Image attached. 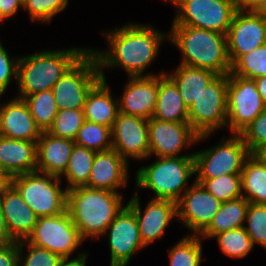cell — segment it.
Here are the masks:
<instances>
[{
  "mask_svg": "<svg viewBox=\"0 0 266 266\" xmlns=\"http://www.w3.org/2000/svg\"><path fill=\"white\" fill-rule=\"evenodd\" d=\"M266 44V18L256 11L238 9L227 33L228 55L233 66L243 55Z\"/></svg>",
  "mask_w": 266,
  "mask_h": 266,
  "instance_id": "cell-14",
  "label": "cell"
},
{
  "mask_svg": "<svg viewBox=\"0 0 266 266\" xmlns=\"http://www.w3.org/2000/svg\"><path fill=\"white\" fill-rule=\"evenodd\" d=\"M251 154L266 147V108L240 134Z\"/></svg>",
  "mask_w": 266,
  "mask_h": 266,
  "instance_id": "cell-41",
  "label": "cell"
},
{
  "mask_svg": "<svg viewBox=\"0 0 266 266\" xmlns=\"http://www.w3.org/2000/svg\"><path fill=\"white\" fill-rule=\"evenodd\" d=\"M62 180L39 171L11 177V184L38 217L55 216L66 211L67 189Z\"/></svg>",
  "mask_w": 266,
  "mask_h": 266,
  "instance_id": "cell-6",
  "label": "cell"
},
{
  "mask_svg": "<svg viewBox=\"0 0 266 266\" xmlns=\"http://www.w3.org/2000/svg\"><path fill=\"white\" fill-rule=\"evenodd\" d=\"M19 56H9L7 49H5L0 41V96L3 97L7 91L8 86L15 78L17 83L18 60Z\"/></svg>",
  "mask_w": 266,
  "mask_h": 266,
  "instance_id": "cell-42",
  "label": "cell"
},
{
  "mask_svg": "<svg viewBox=\"0 0 266 266\" xmlns=\"http://www.w3.org/2000/svg\"><path fill=\"white\" fill-rule=\"evenodd\" d=\"M15 242L7 229L5 218L2 212V207L0 204V244L12 243Z\"/></svg>",
  "mask_w": 266,
  "mask_h": 266,
  "instance_id": "cell-46",
  "label": "cell"
},
{
  "mask_svg": "<svg viewBox=\"0 0 266 266\" xmlns=\"http://www.w3.org/2000/svg\"><path fill=\"white\" fill-rule=\"evenodd\" d=\"M259 155L266 161V147L259 153Z\"/></svg>",
  "mask_w": 266,
  "mask_h": 266,
  "instance_id": "cell-50",
  "label": "cell"
},
{
  "mask_svg": "<svg viewBox=\"0 0 266 266\" xmlns=\"http://www.w3.org/2000/svg\"><path fill=\"white\" fill-rule=\"evenodd\" d=\"M1 135L11 139L37 141L42 134L23 98L15 96L0 103Z\"/></svg>",
  "mask_w": 266,
  "mask_h": 266,
  "instance_id": "cell-21",
  "label": "cell"
},
{
  "mask_svg": "<svg viewBox=\"0 0 266 266\" xmlns=\"http://www.w3.org/2000/svg\"><path fill=\"white\" fill-rule=\"evenodd\" d=\"M195 175L194 156L159 158L136 171L135 189H149L152 199L170 200L177 203L190 187L187 183Z\"/></svg>",
  "mask_w": 266,
  "mask_h": 266,
  "instance_id": "cell-5",
  "label": "cell"
},
{
  "mask_svg": "<svg viewBox=\"0 0 266 266\" xmlns=\"http://www.w3.org/2000/svg\"><path fill=\"white\" fill-rule=\"evenodd\" d=\"M237 9L260 12V0H234Z\"/></svg>",
  "mask_w": 266,
  "mask_h": 266,
  "instance_id": "cell-47",
  "label": "cell"
},
{
  "mask_svg": "<svg viewBox=\"0 0 266 266\" xmlns=\"http://www.w3.org/2000/svg\"><path fill=\"white\" fill-rule=\"evenodd\" d=\"M168 41L182 54L179 64L207 69L217 75L229 74L227 35L187 25H172Z\"/></svg>",
  "mask_w": 266,
  "mask_h": 266,
  "instance_id": "cell-3",
  "label": "cell"
},
{
  "mask_svg": "<svg viewBox=\"0 0 266 266\" xmlns=\"http://www.w3.org/2000/svg\"><path fill=\"white\" fill-rule=\"evenodd\" d=\"M18 242L0 244V266H18Z\"/></svg>",
  "mask_w": 266,
  "mask_h": 266,
  "instance_id": "cell-43",
  "label": "cell"
},
{
  "mask_svg": "<svg viewBox=\"0 0 266 266\" xmlns=\"http://www.w3.org/2000/svg\"><path fill=\"white\" fill-rule=\"evenodd\" d=\"M245 223L254 247L259 244L266 250V205L249 203Z\"/></svg>",
  "mask_w": 266,
  "mask_h": 266,
  "instance_id": "cell-39",
  "label": "cell"
},
{
  "mask_svg": "<svg viewBox=\"0 0 266 266\" xmlns=\"http://www.w3.org/2000/svg\"><path fill=\"white\" fill-rule=\"evenodd\" d=\"M176 7L172 25L228 33L237 7L234 0H166Z\"/></svg>",
  "mask_w": 266,
  "mask_h": 266,
  "instance_id": "cell-9",
  "label": "cell"
},
{
  "mask_svg": "<svg viewBox=\"0 0 266 266\" xmlns=\"http://www.w3.org/2000/svg\"><path fill=\"white\" fill-rule=\"evenodd\" d=\"M266 108L254 79L228 74L227 124L239 135Z\"/></svg>",
  "mask_w": 266,
  "mask_h": 266,
  "instance_id": "cell-11",
  "label": "cell"
},
{
  "mask_svg": "<svg viewBox=\"0 0 266 266\" xmlns=\"http://www.w3.org/2000/svg\"><path fill=\"white\" fill-rule=\"evenodd\" d=\"M123 203L120 192L84 186L67 191L66 210L85 241L87 238L93 240L102 237L126 206Z\"/></svg>",
  "mask_w": 266,
  "mask_h": 266,
  "instance_id": "cell-2",
  "label": "cell"
},
{
  "mask_svg": "<svg viewBox=\"0 0 266 266\" xmlns=\"http://www.w3.org/2000/svg\"><path fill=\"white\" fill-rule=\"evenodd\" d=\"M260 13L266 18V5L263 7Z\"/></svg>",
  "mask_w": 266,
  "mask_h": 266,
  "instance_id": "cell-52",
  "label": "cell"
},
{
  "mask_svg": "<svg viewBox=\"0 0 266 266\" xmlns=\"http://www.w3.org/2000/svg\"><path fill=\"white\" fill-rule=\"evenodd\" d=\"M152 118L166 122H188V108L175 83L164 73L158 74V96Z\"/></svg>",
  "mask_w": 266,
  "mask_h": 266,
  "instance_id": "cell-26",
  "label": "cell"
},
{
  "mask_svg": "<svg viewBox=\"0 0 266 266\" xmlns=\"http://www.w3.org/2000/svg\"><path fill=\"white\" fill-rule=\"evenodd\" d=\"M106 36L108 49L89 47L97 58L101 78L106 79L103 69L121 68L128 77L155 76L147 70L156 61L162 42L168 34L154 28L151 24L128 22L111 31L101 32Z\"/></svg>",
  "mask_w": 266,
  "mask_h": 266,
  "instance_id": "cell-1",
  "label": "cell"
},
{
  "mask_svg": "<svg viewBox=\"0 0 266 266\" xmlns=\"http://www.w3.org/2000/svg\"><path fill=\"white\" fill-rule=\"evenodd\" d=\"M231 73L241 77L256 79L266 75V44L243 55L233 66Z\"/></svg>",
  "mask_w": 266,
  "mask_h": 266,
  "instance_id": "cell-37",
  "label": "cell"
},
{
  "mask_svg": "<svg viewBox=\"0 0 266 266\" xmlns=\"http://www.w3.org/2000/svg\"><path fill=\"white\" fill-rule=\"evenodd\" d=\"M74 145L72 140L42 132L37 140L36 171L60 177L67 168Z\"/></svg>",
  "mask_w": 266,
  "mask_h": 266,
  "instance_id": "cell-24",
  "label": "cell"
},
{
  "mask_svg": "<svg viewBox=\"0 0 266 266\" xmlns=\"http://www.w3.org/2000/svg\"><path fill=\"white\" fill-rule=\"evenodd\" d=\"M2 22H5V20L3 19V17L0 14V23L2 24Z\"/></svg>",
  "mask_w": 266,
  "mask_h": 266,
  "instance_id": "cell-53",
  "label": "cell"
},
{
  "mask_svg": "<svg viewBox=\"0 0 266 266\" xmlns=\"http://www.w3.org/2000/svg\"><path fill=\"white\" fill-rule=\"evenodd\" d=\"M26 241L63 259L70 258L84 242L67 210L55 216L39 217Z\"/></svg>",
  "mask_w": 266,
  "mask_h": 266,
  "instance_id": "cell-12",
  "label": "cell"
},
{
  "mask_svg": "<svg viewBox=\"0 0 266 266\" xmlns=\"http://www.w3.org/2000/svg\"><path fill=\"white\" fill-rule=\"evenodd\" d=\"M200 236L184 235L167 252L169 254V266H200L203 248Z\"/></svg>",
  "mask_w": 266,
  "mask_h": 266,
  "instance_id": "cell-31",
  "label": "cell"
},
{
  "mask_svg": "<svg viewBox=\"0 0 266 266\" xmlns=\"http://www.w3.org/2000/svg\"><path fill=\"white\" fill-rule=\"evenodd\" d=\"M228 74L218 75L188 108V122L198 135L226 129Z\"/></svg>",
  "mask_w": 266,
  "mask_h": 266,
  "instance_id": "cell-10",
  "label": "cell"
},
{
  "mask_svg": "<svg viewBox=\"0 0 266 266\" xmlns=\"http://www.w3.org/2000/svg\"><path fill=\"white\" fill-rule=\"evenodd\" d=\"M11 183V178L3 173L0 172V197L2 196L4 190L10 185Z\"/></svg>",
  "mask_w": 266,
  "mask_h": 266,
  "instance_id": "cell-49",
  "label": "cell"
},
{
  "mask_svg": "<svg viewBox=\"0 0 266 266\" xmlns=\"http://www.w3.org/2000/svg\"><path fill=\"white\" fill-rule=\"evenodd\" d=\"M102 236L108 237L110 266H129L133 255L145 248L135 214L127 205Z\"/></svg>",
  "mask_w": 266,
  "mask_h": 266,
  "instance_id": "cell-15",
  "label": "cell"
},
{
  "mask_svg": "<svg viewBox=\"0 0 266 266\" xmlns=\"http://www.w3.org/2000/svg\"><path fill=\"white\" fill-rule=\"evenodd\" d=\"M24 100L30 109L36 125L42 132L48 131L58 113L52 89L28 95Z\"/></svg>",
  "mask_w": 266,
  "mask_h": 266,
  "instance_id": "cell-32",
  "label": "cell"
},
{
  "mask_svg": "<svg viewBox=\"0 0 266 266\" xmlns=\"http://www.w3.org/2000/svg\"><path fill=\"white\" fill-rule=\"evenodd\" d=\"M87 256H89L88 252L86 254L79 251L76 257L62 259L58 266H86Z\"/></svg>",
  "mask_w": 266,
  "mask_h": 266,
  "instance_id": "cell-45",
  "label": "cell"
},
{
  "mask_svg": "<svg viewBox=\"0 0 266 266\" xmlns=\"http://www.w3.org/2000/svg\"><path fill=\"white\" fill-rule=\"evenodd\" d=\"M210 134L198 136L189 122H166L151 118L148 120V141L150 157L194 156L192 153L181 154L183 149L207 140Z\"/></svg>",
  "mask_w": 266,
  "mask_h": 266,
  "instance_id": "cell-13",
  "label": "cell"
},
{
  "mask_svg": "<svg viewBox=\"0 0 266 266\" xmlns=\"http://www.w3.org/2000/svg\"><path fill=\"white\" fill-rule=\"evenodd\" d=\"M127 202V206L134 212L141 240L145 247L161 239L171 220L177 219V203L170 200L151 199L141 210V201L136 191Z\"/></svg>",
  "mask_w": 266,
  "mask_h": 266,
  "instance_id": "cell-17",
  "label": "cell"
},
{
  "mask_svg": "<svg viewBox=\"0 0 266 266\" xmlns=\"http://www.w3.org/2000/svg\"><path fill=\"white\" fill-rule=\"evenodd\" d=\"M95 154V151L74 145L67 168L59 177L61 180L64 177L65 182H67L65 187L67 191L87 185Z\"/></svg>",
  "mask_w": 266,
  "mask_h": 266,
  "instance_id": "cell-30",
  "label": "cell"
},
{
  "mask_svg": "<svg viewBox=\"0 0 266 266\" xmlns=\"http://www.w3.org/2000/svg\"><path fill=\"white\" fill-rule=\"evenodd\" d=\"M214 238L220 247V251L229 258L244 259L254 248L245 227L218 233Z\"/></svg>",
  "mask_w": 266,
  "mask_h": 266,
  "instance_id": "cell-34",
  "label": "cell"
},
{
  "mask_svg": "<svg viewBox=\"0 0 266 266\" xmlns=\"http://www.w3.org/2000/svg\"><path fill=\"white\" fill-rule=\"evenodd\" d=\"M37 169V141L0 136V172L10 178Z\"/></svg>",
  "mask_w": 266,
  "mask_h": 266,
  "instance_id": "cell-23",
  "label": "cell"
},
{
  "mask_svg": "<svg viewBox=\"0 0 266 266\" xmlns=\"http://www.w3.org/2000/svg\"><path fill=\"white\" fill-rule=\"evenodd\" d=\"M100 79L97 58L89 48L52 88L58 110L83 109L89 91Z\"/></svg>",
  "mask_w": 266,
  "mask_h": 266,
  "instance_id": "cell-7",
  "label": "cell"
},
{
  "mask_svg": "<svg viewBox=\"0 0 266 266\" xmlns=\"http://www.w3.org/2000/svg\"><path fill=\"white\" fill-rule=\"evenodd\" d=\"M1 99V96H0ZM0 136H1V112H0Z\"/></svg>",
  "mask_w": 266,
  "mask_h": 266,
  "instance_id": "cell-54",
  "label": "cell"
},
{
  "mask_svg": "<svg viewBox=\"0 0 266 266\" xmlns=\"http://www.w3.org/2000/svg\"><path fill=\"white\" fill-rule=\"evenodd\" d=\"M248 205L243 196L222 202L219 211L199 236L210 239L218 233L244 227Z\"/></svg>",
  "mask_w": 266,
  "mask_h": 266,
  "instance_id": "cell-29",
  "label": "cell"
},
{
  "mask_svg": "<svg viewBox=\"0 0 266 266\" xmlns=\"http://www.w3.org/2000/svg\"><path fill=\"white\" fill-rule=\"evenodd\" d=\"M199 152H193L195 179H213L225 174H241L245 161L251 156L240 135L232 134Z\"/></svg>",
  "mask_w": 266,
  "mask_h": 266,
  "instance_id": "cell-8",
  "label": "cell"
},
{
  "mask_svg": "<svg viewBox=\"0 0 266 266\" xmlns=\"http://www.w3.org/2000/svg\"><path fill=\"white\" fill-rule=\"evenodd\" d=\"M254 81L256 83L257 90H258L263 102L266 104V75L258 77L256 79H254Z\"/></svg>",
  "mask_w": 266,
  "mask_h": 266,
  "instance_id": "cell-48",
  "label": "cell"
},
{
  "mask_svg": "<svg viewBox=\"0 0 266 266\" xmlns=\"http://www.w3.org/2000/svg\"><path fill=\"white\" fill-rule=\"evenodd\" d=\"M242 196L254 204L266 205V161L251 154L241 172Z\"/></svg>",
  "mask_w": 266,
  "mask_h": 266,
  "instance_id": "cell-28",
  "label": "cell"
},
{
  "mask_svg": "<svg viewBox=\"0 0 266 266\" xmlns=\"http://www.w3.org/2000/svg\"><path fill=\"white\" fill-rule=\"evenodd\" d=\"M28 253H24V247ZM19 265L18 266H58L63 259L47 249L37 247L26 240L18 241Z\"/></svg>",
  "mask_w": 266,
  "mask_h": 266,
  "instance_id": "cell-40",
  "label": "cell"
},
{
  "mask_svg": "<svg viewBox=\"0 0 266 266\" xmlns=\"http://www.w3.org/2000/svg\"><path fill=\"white\" fill-rule=\"evenodd\" d=\"M23 10L28 12L30 21L50 23L53 18L64 11L69 0H22Z\"/></svg>",
  "mask_w": 266,
  "mask_h": 266,
  "instance_id": "cell-38",
  "label": "cell"
},
{
  "mask_svg": "<svg viewBox=\"0 0 266 266\" xmlns=\"http://www.w3.org/2000/svg\"><path fill=\"white\" fill-rule=\"evenodd\" d=\"M265 5H266V0H260V11L263 9Z\"/></svg>",
  "mask_w": 266,
  "mask_h": 266,
  "instance_id": "cell-51",
  "label": "cell"
},
{
  "mask_svg": "<svg viewBox=\"0 0 266 266\" xmlns=\"http://www.w3.org/2000/svg\"><path fill=\"white\" fill-rule=\"evenodd\" d=\"M176 85L187 108L218 75L210 70L178 64L174 72H164Z\"/></svg>",
  "mask_w": 266,
  "mask_h": 266,
  "instance_id": "cell-27",
  "label": "cell"
},
{
  "mask_svg": "<svg viewBox=\"0 0 266 266\" xmlns=\"http://www.w3.org/2000/svg\"><path fill=\"white\" fill-rule=\"evenodd\" d=\"M129 163L114 149L96 152L86 187L120 192L129 181Z\"/></svg>",
  "mask_w": 266,
  "mask_h": 266,
  "instance_id": "cell-20",
  "label": "cell"
},
{
  "mask_svg": "<svg viewBox=\"0 0 266 266\" xmlns=\"http://www.w3.org/2000/svg\"><path fill=\"white\" fill-rule=\"evenodd\" d=\"M112 149L128 163L130 158L138 161L147 160L148 120L119 112L112 128Z\"/></svg>",
  "mask_w": 266,
  "mask_h": 266,
  "instance_id": "cell-18",
  "label": "cell"
},
{
  "mask_svg": "<svg viewBox=\"0 0 266 266\" xmlns=\"http://www.w3.org/2000/svg\"><path fill=\"white\" fill-rule=\"evenodd\" d=\"M74 143L95 152L110 150L112 149V128L85 120Z\"/></svg>",
  "mask_w": 266,
  "mask_h": 266,
  "instance_id": "cell-33",
  "label": "cell"
},
{
  "mask_svg": "<svg viewBox=\"0 0 266 266\" xmlns=\"http://www.w3.org/2000/svg\"><path fill=\"white\" fill-rule=\"evenodd\" d=\"M177 202V221L199 236L219 211L222 202L206 191L195 180Z\"/></svg>",
  "mask_w": 266,
  "mask_h": 266,
  "instance_id": "cell-16",
  "label": "cell"
},
{
  "mask_svg": "<svg viewBox=\"0 0 266 266\" xmlns=\"http://www.w3.org/2000/svg\"><path fill=\"white\" fill-rule=\"evenodd\" d=\"M0 204L11 238L15 242L26 240L36 226L39 217L26 204L11 183L0 197Z\"/></svg>",
  "mask_w": 266,
  "mask_h": 266,
  "instance_id": "cell-22",
  "label": "cell"
},
{
  "mask_svg": "<svg viewBox=\"0 0 266 266\" xmlns=\"http://www.w3.org/2000/svg\"><path fill=\"white\" fill-rule=\"evenodd\" d=\"M108 83L100 79L89 91L83 108L85 120L113 128L119 113L118 97L114 98Z\"/></svg>",
  "mask_w": 266,
  "mask_h": 266,
  "instance_id": "cell-25",
  "label": "cell"
},
{
  "mask_svg": "<svg viewBox=\"0 0 266 266\" xmlns=\"http://www.w3.org/2000/svg\"><path fill=\"white\" fill-rule=\"evenodd\" d=\"M23 8L22 0H0V14L6 21Z\"/></svg>",
  "mask_w": 266,
  "mask_h": 266,
  "instance_id": "cell-44",
  "label": "cell"
},
{
  "mask_svg": "<svg viewBox=\"0 0 266 266\" xmlns=\"http://www.w3.org/2000/svg\"><path fill=\"white\" fill-rule=\"evenodd\" d=\"M221 202L242 197L241 174H225L213 179H194Z\"/></svg>",
  "mask_w": 266,
  "mask_h": 266,
  "instance_id": "cell-35",
  "label": "cell"
},
{
  "mask_svg": "<svg viewBox=\"0 0 266 266\" xmlns=\"http://www.w3.org/2000/svg\"><path fill=\"white\" fill-rule=\"evenodd\" d=\"M85 121L83 109L58 110L48 133L53 136L74 141Z\"/></svg>",
  "mask_w": 266,
  "mask_h": 266,
  "instance_id": "cell-36",
  "label": "cell"
},
{
  "mask_svg": "<svg viewBox=\"0 0 266 266\" xmlns=\"http://www.w3.org/2000/svg\"><path fill=\"white\" fill-rule=\"evenodd\" d=\"M88 48L43 50L20 56L17 73V97L25 98L44 90L52 89L61 76Z\"/></svg>",
  "mask_w": 266,
  "mask_h": 266,
  "instance_id": "cell-4",
  "label": "cell"
},
{
  "mask_svg": "<svg viewBox=\"0 0 266 266\" xmlns=\"http://www.w3.org/2000/svg\"><path fill=\"white\" fill-rule=\"evenodd\" d=\"M119 98V112L149 120L153 117L158 96V75L128 77Z\"/></svg>",
  "mask_w": 266,
  "mask_h": 266,
  "instance_id": "cell-19",
  "label": "cell"
}]
</instances>
